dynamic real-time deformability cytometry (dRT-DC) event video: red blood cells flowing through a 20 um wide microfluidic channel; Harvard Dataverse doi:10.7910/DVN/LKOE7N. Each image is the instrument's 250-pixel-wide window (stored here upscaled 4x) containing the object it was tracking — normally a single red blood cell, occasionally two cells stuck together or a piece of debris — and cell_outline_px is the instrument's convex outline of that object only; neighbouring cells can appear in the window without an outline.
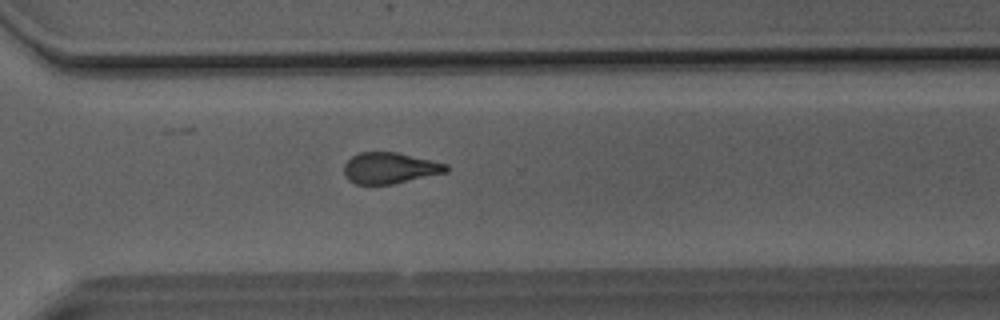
{"species": "Egyptian fruit bat (a non-hibernating species)", "species_latin": "Rousettus aegyptiacus", "temperature_condition": "room temperature", "stored_images_in_passage": 41, "camera_frame_rate_fps": 3000, "um_per_image_px": 0.085, "animal": {"sex": "male"}, "frame": {"image": 1, "passage_image": 27, "time_ms": 8.667, "image_size_px": [1000, 320], "cell_outline_px": [[448, 172], [392, 184], [356, 184], [348, 180], [344, 176], [344, 164], [352, 156], [360, 152], [396, 152], [448, 164]], "centroid_in_image_um": [33.12, 14.28], "position_along_channel_um": 337.5, "area_um2": 18.5}}
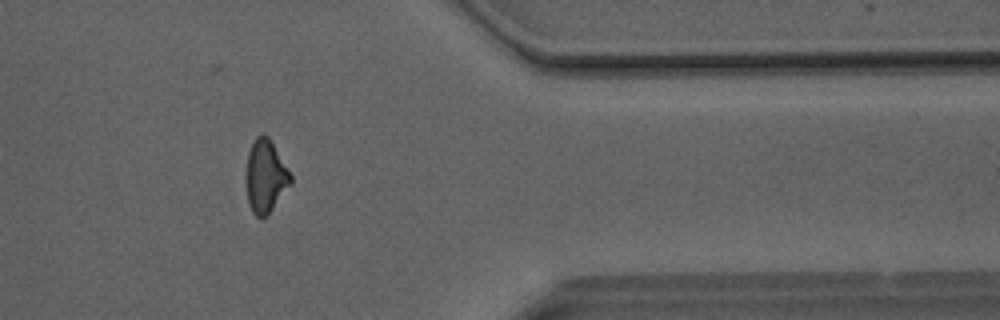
{"frame": {"image": 2, "passage_image": 32, "time_ms": 10.333, "image_size_px": [1000, 320], "cell_outline_px": [[292, 184], [268, 216], [260, 220], [252, 212], [248, 204], [244, 180], [244, 176], [248, 152], [256, 136], [264, 132], [268, 136], [292, 176]], "centroid_in_image_um": [22.54, 15.04], "position_along_channel_um": 388.9, "area_um2": 19.59}}
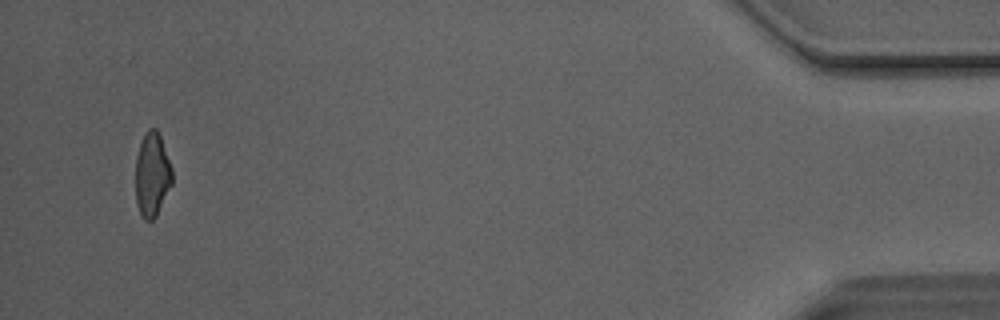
{"frame": {"image": 3, "passage_image": 39, "time_ms": 12.667, "image_size_px": [1000, 320], "cell_outline_px": [[172, 184], [156, 216], [152, 220], [144, 220], [140, 216], [136, 204], [136, 156], [144, 132], [148, 128], [156, 128], [160, 136], [172, 168]], "centroid_in_image_um": [12.92, 14.85], "position_along_channel_um": 422.3, "area_um2": 18.03}, "authors_computed_cell_mechanics": {"area_um2": 19.2474, "velocity_mm_per_s": 4.1369, "shape_relaxation_time_tau1_ms": 7.8305, "shape_relaxation_time_tau2_ms": 2.1096, "deformation_change_tau1": 0.1908, "deformation_change_tau2": 0.1037}}